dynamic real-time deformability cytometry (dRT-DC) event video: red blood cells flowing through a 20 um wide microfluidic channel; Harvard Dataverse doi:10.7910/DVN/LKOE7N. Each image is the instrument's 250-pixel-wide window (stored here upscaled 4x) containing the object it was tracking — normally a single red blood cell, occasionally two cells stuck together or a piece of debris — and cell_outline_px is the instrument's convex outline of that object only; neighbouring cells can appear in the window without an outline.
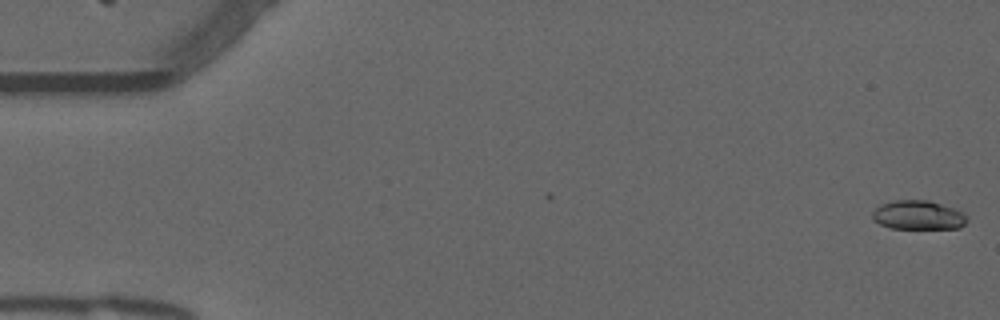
{"species": "common noctule bat (a hibernating species)", "species_latin": "Nyctalus noctula", "temperature_condition": "warm", "stored_images_in_passage": 20, "camera_frame_rate_fps": 3000, "um_per_image_px": 0.085, "animal": {"sex": "male", "forearm_length_mm": 52.5}, "frame": {"image": 1, "passage_image": 1, "time_ms": 0.0, "image_size_px": [1000, 320], "cell_outline_px": [[968, 220], [960, 228], [892, 228], [880, 224], [872, 220], [872, 212], [880, 204], [896, 200], [928, 200], [964, 212], [968, 216]], "centroid_in_image_um": [78.05, 18.28], "position_along_channel_um": 7.0, "area_um2": 16.01}}
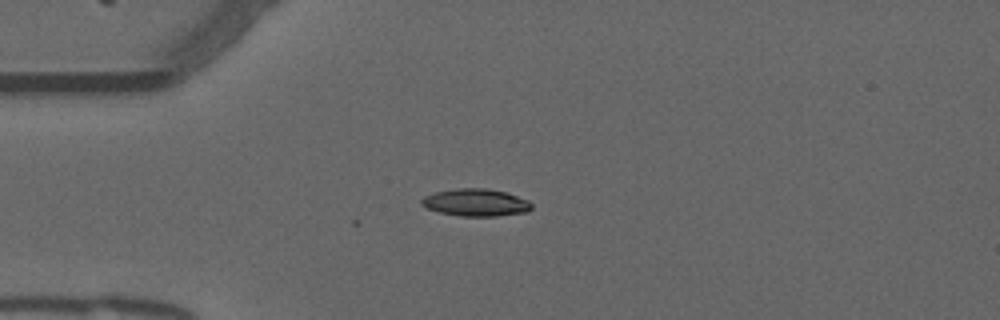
{"frame": {"image": 2, "passage_image": 14, "time_ms": 4.333, "image_size_px": [1000, 320], "cell_outline_px": [[532, 208], [528, 212], [496, 216], [460, 216], [440, 212], [428, 208], [420, 204], [420, 200], [424, 196], [436, 192], [456, 188], [484, 188], [508, 192], [528, 200], [532, 204]], "centroid_in_image_um": [40.47, 17.21], "position_along_channel_um": 44.5, "area_um2": 17.63}}
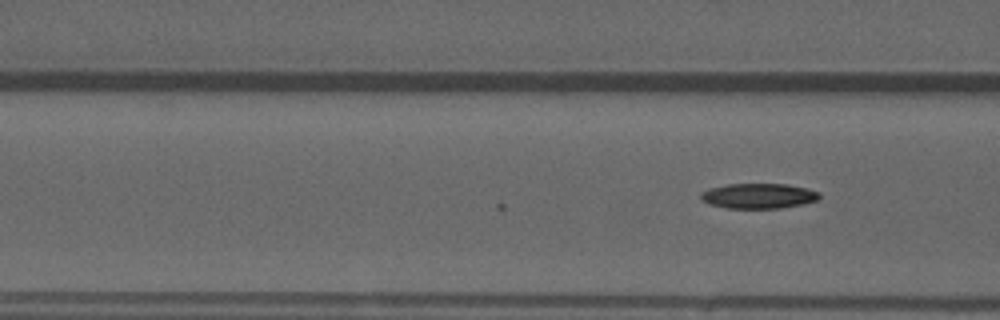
{"frame": {"image": 3, "passage_image": 20, "time_ms": 6.333, "image_size_px": [1000, 320], "cell_outline_px": [[820, 196], [816, 200], [804, 204], [780, 208], [728, 208], [708, 204], [700, 196], [700, 192], [708, 188], [724, 184], [788, 184], [820, 192]], "centroid_in_image_um": [64.45, 16.65], "position_along_channel_um": 102.2, "area_um2": 17.4}}